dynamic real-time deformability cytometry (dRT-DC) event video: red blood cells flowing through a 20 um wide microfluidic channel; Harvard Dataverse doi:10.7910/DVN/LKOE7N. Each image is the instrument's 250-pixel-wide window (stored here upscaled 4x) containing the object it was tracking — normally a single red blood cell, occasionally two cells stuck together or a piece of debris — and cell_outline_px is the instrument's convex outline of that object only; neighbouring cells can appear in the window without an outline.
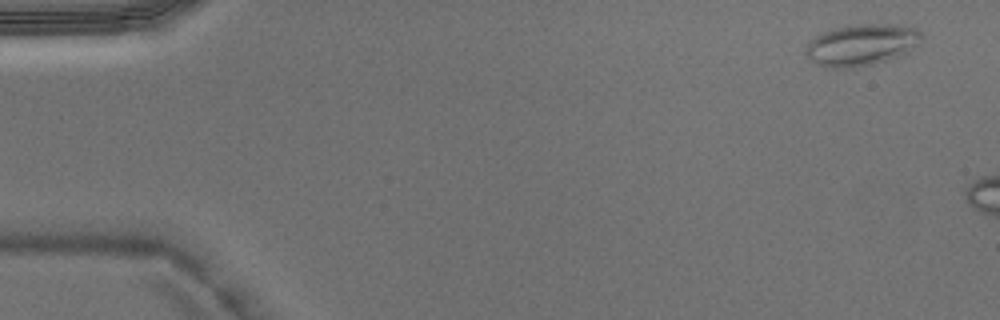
{"species": "Egyptian fruit bat (a non-hibernating species)", "species_latin": "Rousettus aegyptiacus", "temperature_condition": "warm", "stored_images_in_passage": 3, "camera_frame_rate_fps": 3000, "um_per_image_px": 0.085, "animal": {"sex": "male"}, "frame": {"image": 1, "passage_image": 1, "time_ms": 0.0, "image_size_px": [1000, 320], "cell_outline_px": [[924, 36], [904, 52], [884, 60], [872, 64], [852, 68], [828, 68], [816, 64], [804, 52], [808, 44], [816, 36], [832, 28], [856, 24], [888, 24], [916, 28]], "centroid_in_image_um": [73.15, 3.8], "position_along_channel_um": 11.8, "area_um2": 27.34}}